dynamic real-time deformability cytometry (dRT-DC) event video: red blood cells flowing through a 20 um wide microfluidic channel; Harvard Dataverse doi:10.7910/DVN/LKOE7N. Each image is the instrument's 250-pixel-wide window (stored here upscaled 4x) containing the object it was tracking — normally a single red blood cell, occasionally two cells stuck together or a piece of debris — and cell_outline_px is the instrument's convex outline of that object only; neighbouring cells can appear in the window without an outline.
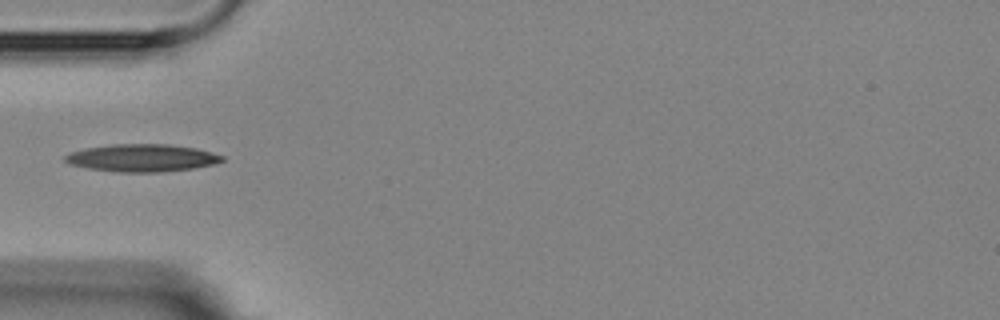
{"species": "Egyptian fruit bat (a non-hibernating species)", "species_latin": "Rousettus aegyptiacus", "temperature_condition": "room temperature", "stored_images_in_passage": 5, "camera_frame_rate_fps": 3000, "um_per_image_px": 0.085, "animal": {"sex": "female"}, "frame": {"image": 1, "passage_image": 3, "time_ms": 2.333, "image_size_px": [1000, 320], "cell_outline_px": [[224, 160], [212, 164], [192, 168], [160, 172], [120, 172], [88, 168], [68, 164], [64, 160], [64, 156], [72, 152], [84, 148], [112, 144], [168, 144], [196, 148], [212, 152], [224, 156]], "centroid_in_image_um": [12.05, 13.41], "position_along_channel_um": 72.9, "area_um2": 25.09}}
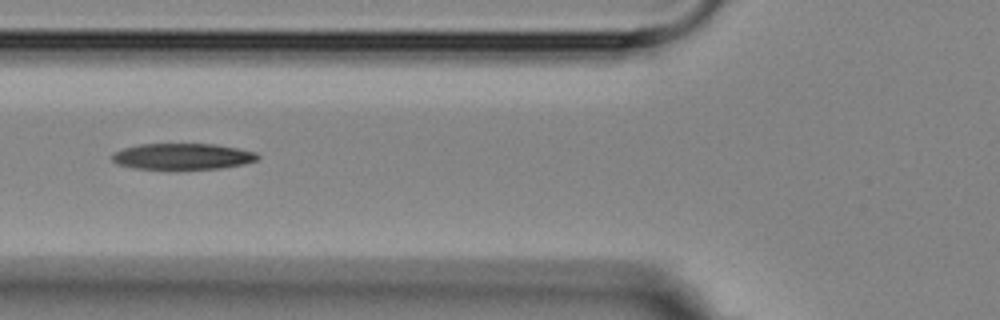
{"frame": {"image": 2, "passage_image": 4, "time_ms": 3.333, "image_size_px": [1000, 320], "cell_outline_px": [[260, 160], [244, 164], [220, 168], [132, 168], [116, 164], [112, 160], [112, 152], [124, 148], [140, 144], [216, 144], [256, 152], [260, 156]], "centroid_in_image_um": [15.53, 13.28], "position_along_channel_um": 110.3, "area_um2": 22.02}}
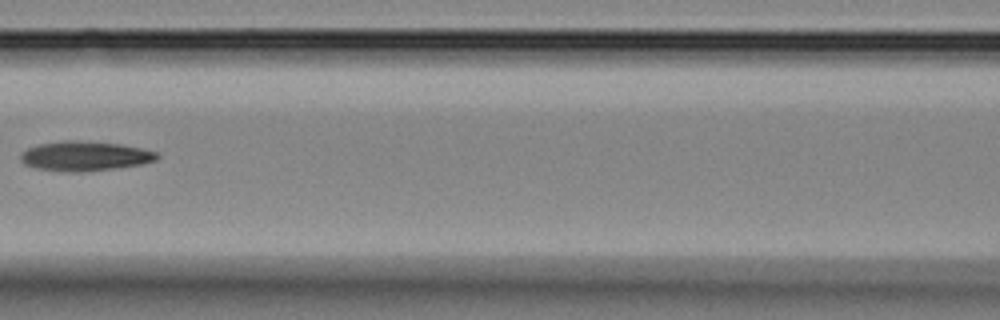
{"frame": {"image": 3, "passage_image": 5, "time_ms": 4.667, "image_size_px": [1000, 320], "cell_outline_px": [[160, 156], [156, 160], [140, 164], [116, 168], [80, 172], [64, 172], [36, 168], [24, 164], [20, 160], [20, 156], [28, 148], [40, 144], [64, 140], [72, 140], [120, 144], [140, 148], [156, 152]], "centroid_in_image_um": [7.2, 13.27], "position_along_channel_um": 159.4, "area_um2": 23.35}}